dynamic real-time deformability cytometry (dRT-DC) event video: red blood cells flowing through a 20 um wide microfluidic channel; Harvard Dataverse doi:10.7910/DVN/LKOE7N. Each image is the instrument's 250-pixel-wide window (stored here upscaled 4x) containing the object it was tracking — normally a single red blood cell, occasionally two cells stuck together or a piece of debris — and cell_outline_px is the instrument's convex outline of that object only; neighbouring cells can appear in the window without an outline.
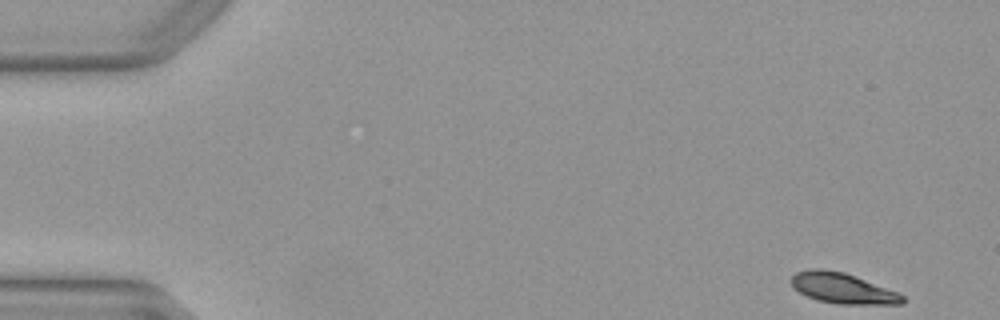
{"species": "Egyptian fruit bat (a non-hibernating species)", "species_latin": "Rousettus aegyptiacus", "temperature_condition": "warm", "stored_images_in_passage": 49, "camera_frame_rate_fps": 3000, "um_per_image_px": 0.085, "animal": {"sex": "female"}, "frame": {"image": 1, "passage_image": 1, "time_ms": 0.0, "image_size_px": [1000, 320], "cell_outline_px": [[904, 304], [840, 304], [816, 300], [800, 292], [788, 280], [796, 272], [812, 268], [820, 268], [844, 272], [896, 292], [904, 296]], "centroid_in_image_um": [71.58, 24.5], "position_along_channel_um": 13.4, "area_um2": 19.54}}
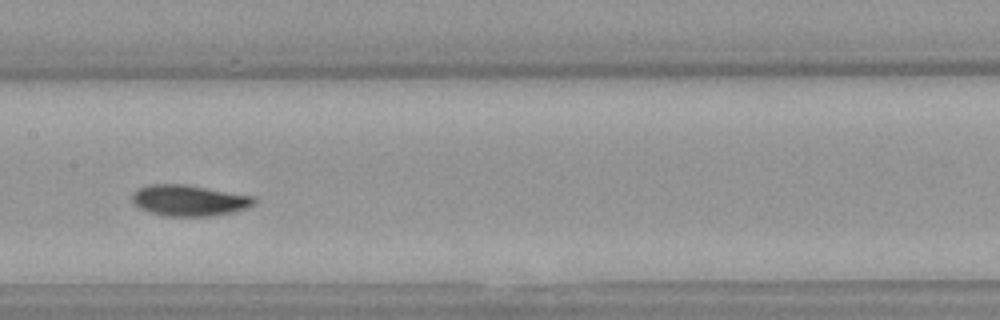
{"frame": {"image": 2, "passage_image": 24, "time_ms": 7.667, "image_size_px": [1000, 320], "cell_outline_px": [[256, 204], [232, 212], [212, 216], [164, 216], [148, 212], [132, 204], [132, 192], [136, 188], [148, 184], [184, 184], [256, 196]], "centroid_in_image_um": [16.04, 17.03], "position_along_channel_um": 191.4, "area_um2": 22.37}}
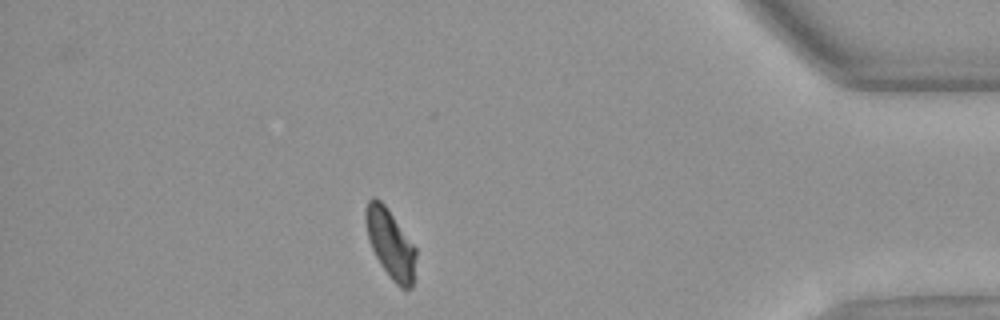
{"frame": {"image": 3, "passage_image": 43, "time_ms": 14.0, "image_size_px": [1000, 320], "cell_outline_px": [[416, 256], [412, 288], [400, 288], [392, 280], [380, 264], [372, 248], [368, 236], [364, 220], [364, 212], [368, 200], [372, 196], [376, 196], [384, 204], [416, 248]], "centroid_in_image_um": [33.16, 20.7], "position_along_channel_um": 402.0, "area_um2": 20.06}, "authors_computed_cell_mechanics": {"area_um2": 21.4438, "velocity_mm_per_s": 3.9817, "shape_relaxation_time_tau1_ms": 3.3863, "shape_relaxation_time_tau2_ms": 5.4816, "deformation_change_tau1": 0.1116, "deformation_change_tau2": 0.0669}}